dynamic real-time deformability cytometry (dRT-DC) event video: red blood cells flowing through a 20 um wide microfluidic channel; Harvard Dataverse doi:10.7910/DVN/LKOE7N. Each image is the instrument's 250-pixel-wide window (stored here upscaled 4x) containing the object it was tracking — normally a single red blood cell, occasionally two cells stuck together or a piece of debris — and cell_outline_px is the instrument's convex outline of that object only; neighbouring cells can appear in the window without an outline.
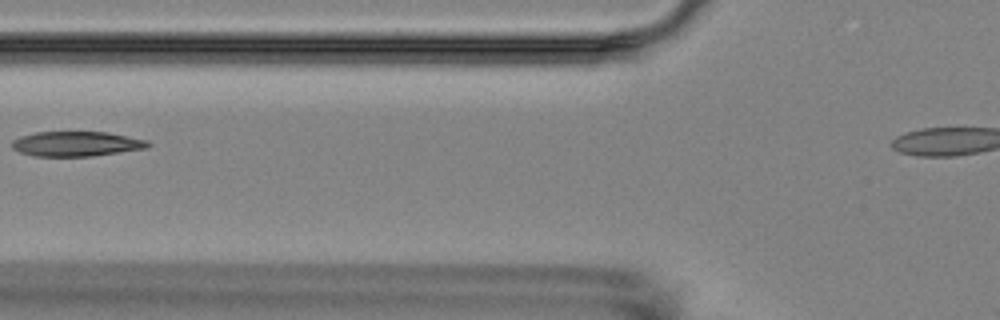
{"species": "Egyptian fruit bat (a non-hibernating species)", "species_latin": "Rousettus aegyptiacus", "temperature_condition": "room temperature", "stored_images_in_passage": 6, "segment_of_instrument_passage": [1, 2], "camera_frame_rate_fps": 3000, "um_per_image_px": 0.085, "animal": {"sex": "female"}, "frame": {"image": 1, "passage_image": 3, "time_ms": 2.333, "image_size_px": [1000, 320], "cell_outline_px": [[152, 144], [148, 148], [92, 156], [32, 156], [20, 152], [12, 148], [12, 140], [20, 136], [36, 132], [108, 132], [148, 140]], "centroid_in_image_um": [6.51, 12.22], "position_along_channel_um": 119.3, "area_um2": 19.83}}
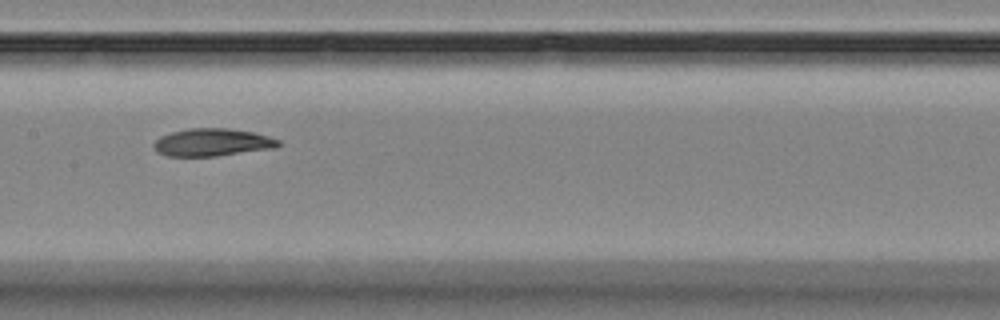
{"frame": {"image": 2, "passage_image": 5, "time_ms": 4.333, "image_size_px": [1000, 320], "cell_outline_px": [[280, 144], [276, 148], [216, 156], [168, 156], [156, 152], [152, 148], [152, 144], [160, 136], [172, 132], [188, 128], [228, 128], [252, 132], [268, 136], [280, 140]], "centroid_in_image_um": [18.02, 12.1], "position_along_channel_um": 189.4, "area_um2": 20.17}}